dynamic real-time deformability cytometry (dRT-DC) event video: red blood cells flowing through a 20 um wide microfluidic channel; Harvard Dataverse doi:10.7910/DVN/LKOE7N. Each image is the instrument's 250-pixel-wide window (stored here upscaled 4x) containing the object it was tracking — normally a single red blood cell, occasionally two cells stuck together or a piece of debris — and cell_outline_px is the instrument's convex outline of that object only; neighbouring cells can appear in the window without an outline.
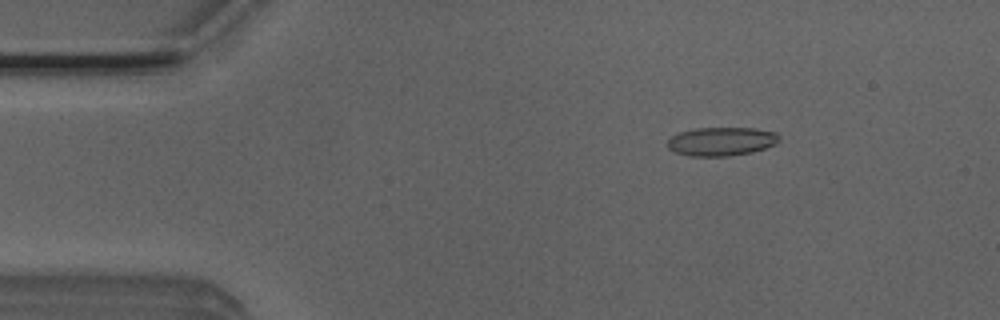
{"species": "Egyptian fruit bat (a non-hibernating species)", "species_latin": "Rousettus aegyptiacus", "temperature_condition": "room temperature", "stored_images_in_passage": 53, "camera_frame_rate_fps": 3000, "um_per_image_px": 0.085, "animal": {"sex": "male"}, "frame": {"image": 1, "passage_image": 8, "time_ms": 2.333, "image_size_px": [1000, 320], "cell_outline_px": [[780, 140], [776, 144], [752, 152], [728, 156], [688, 156], [676, 152], [668, 148], [668, 140], [672, 136], [680, 132], [696, 128], [756, 128], [776, 132], [780, 136]], "centroid_in_image_um": [61.35, 12.02], "position_along_channel_um": 23.7, "area_um2": 18.67}}
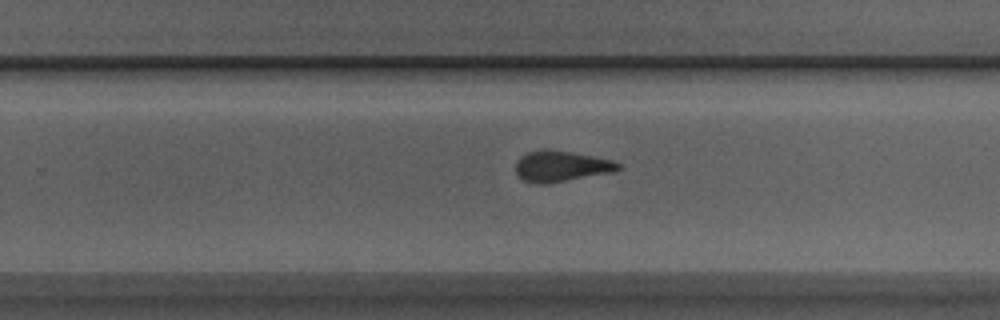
{"frame": {"image": 2, "passage_image": 33, "time_ms": 10.667, "image_size_px": [1000, 320], "cell_outline_px": [[620, 168], [612, 172], [548, 184], [536, 184], [524, 180], [516, 172], [516, 160], [520, 156], [528, 152], [544, 148], [548, 148], [592, 156], [612, 160], [620, 164]], "centroid_in_image_um": [47.66, 14.12], "position_along_channel_um": 282.1, "area_um2": 18.44}}
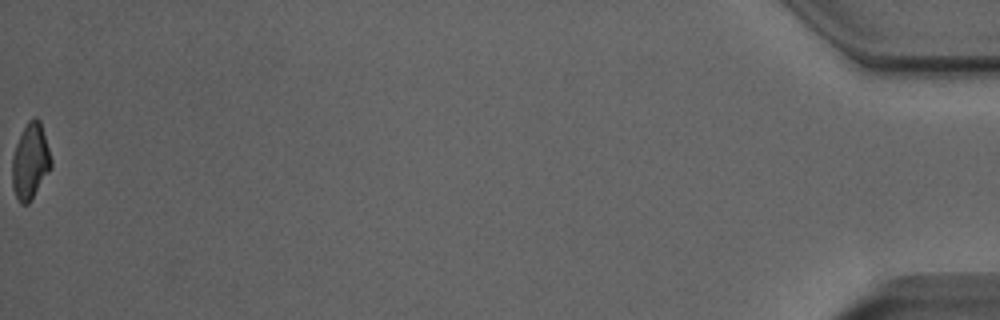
{"frame": {"image": 3, "passage_image": 53, "time_ms": 17.333, "image_size_px": [1000, 320], "cell_outline_px": [[52, 168], [32, 200], [28, 204], [20, 204], [12, 188], [12, 156], [16, 144], [28, 120], [32, 116], [36, 116], [40, 120], [52, 160]], "centroid_in_image_um": [2.59, 13.73], "position_along_channel_um": 432.6, "area_um2": 17.46}, "authors_computed_cell_mechanics": {"area_um2": 18.3226, "velocity_mm_per_s": 3.8948, "shape_relaxation_time_tau1_ms": 7.6185, "shape_relaxation_time_tau2_ms": 1.4656, "deformation_change_tau1": 0.2027, "deformation_change_tau2": 0.0963}}